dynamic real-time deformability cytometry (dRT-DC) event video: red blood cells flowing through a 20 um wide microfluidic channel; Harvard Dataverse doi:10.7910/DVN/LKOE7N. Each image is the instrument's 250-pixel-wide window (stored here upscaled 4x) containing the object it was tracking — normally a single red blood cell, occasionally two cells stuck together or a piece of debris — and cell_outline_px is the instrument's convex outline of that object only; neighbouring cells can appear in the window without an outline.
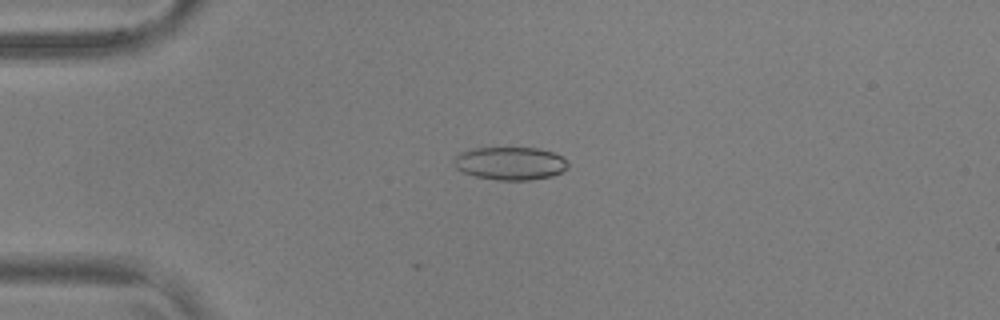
{"species": "common noctule bat (a hibernating species)", "species_latin": "Nyctalus noctula", "temperature_condition": "warm", "stored_images_in_passage": 28, "camera_frame_rate_fps": 3000, "um_per_image_px": 0.085, "animal": {"sex": "male", "body_mass_g": 17.9, "forearm_length_mm": 54.2}, "frame": {"image": 1, "passage_image": 1, "time_ms": 0.0, "image_size_px": [1000, 320], "cell_outline_px": [[568, 168], [552, 176], [532, 180], [496, 180], [476, 176], [464, 172], [456, 168], [452, 160], [460, 152], [476, 148], [536, 148], [552, 152], [560, 156], [568, 164]], "centroid_in_image_um": [43.35, 13.89], "position_along_channel_um": 41.7, "area_um2": 21.79}}
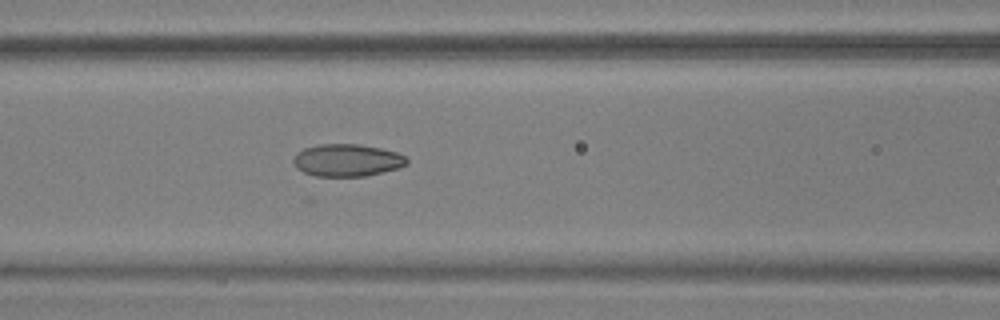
{"frame": {"image": 2, "passage_image": 11, "time_ms": 3.333, "image_size_px": [1000, 320], "cell_outline_px": [[408, 164], [400, 168], [364, 176], [316, 176], [304, 172], [296, 168], [292, 160], [304, 148], [320, 144], [360, 144], [380, 148], [396, 152], [404, 156], [408, 160]], "centroid_in_image_um": [29.52, 13.62], "position_along_channel_um": 137.1, "area_um2": 21.27}}
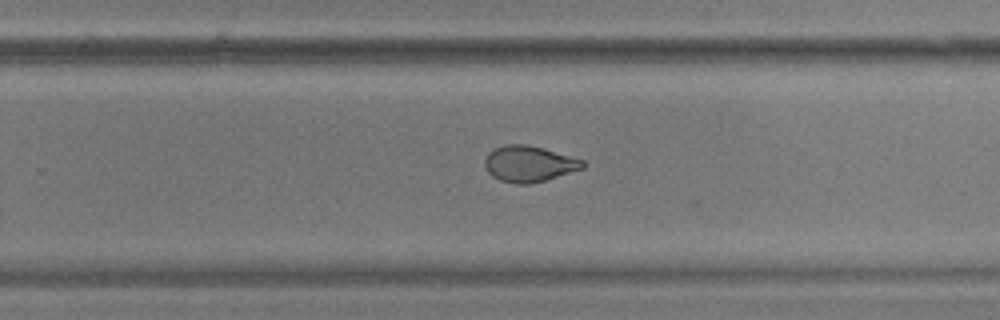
{"frame": {"image": 3, "passage_image": 23, "time_ms": 7.333, "image_size_px": [1000, 320], "cell_outline_px": [[584, 168], [544, 180], [528, 184], [516, 184], [500, 180], [492, 176], [488, 172], [484, 164], [484, 160], [488, 152], [504, 144], [528, 144], [544, 148], [584, 160]], "centroid_in_image_um": [44.94, 13.91], "position_along_channel_um": 284.9, "area_um2": 20.52}}